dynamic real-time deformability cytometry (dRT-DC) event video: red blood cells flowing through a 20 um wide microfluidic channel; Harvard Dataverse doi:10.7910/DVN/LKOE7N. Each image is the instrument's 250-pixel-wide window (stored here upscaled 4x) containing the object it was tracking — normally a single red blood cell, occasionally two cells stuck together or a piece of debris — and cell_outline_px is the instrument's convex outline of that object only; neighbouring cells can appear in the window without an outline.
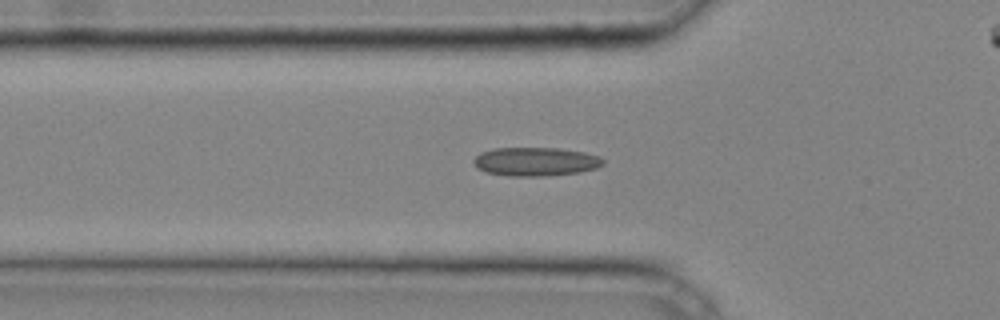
{"species": "common noctule bat (a hibernating species)", "species_latin": "Nyctalus noctula", "temperature_condition": "cold", "stored_images_in_passage": 29, "camera_frame_rate_fps": 3000, "um_per_image_px": 0.085, "animal": {"sex": "male", "body_mass_g": 20.4}, "frame": {"image": 1, "passage_image": 5, "time_ms": 1.333, "image_size_px": [1000, 320], "cell_outline_px": [[604, 164], [596, 168], [580, 172], [544, 176], [508, 176], [484, 172], [476, 168], [472, 160], [480, 152], [492, 148], [560, 148], [584, 152], [600, 156], [604, 160]], "centroid_in_image_um": [45.5, 13.74], "position_along_channel_um": 80.3, "area_um2": 21.91}}
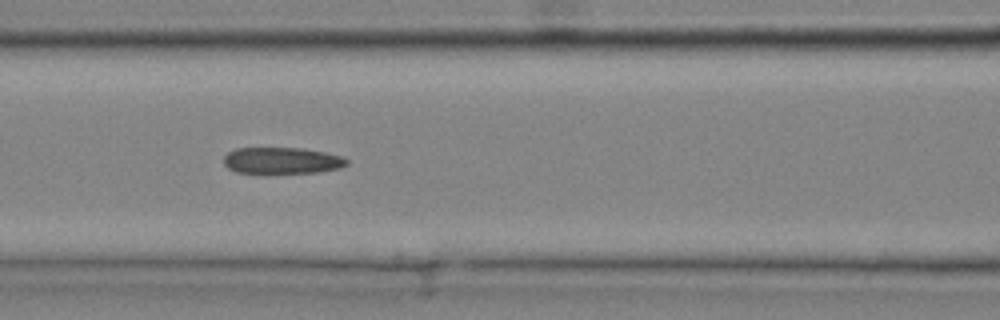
{"frame": {"image": 2, "passage_image": 9, "time_ms": 2.667, "image_size_px": [1000, 320], "cell_outline_px": [[348, 164], [340, 168], [320, 172], [236, 172], [228, 168], [224, 164], [224, 156], [228, 152], [236, 148], [304, 148], [324, 152], [340, 156], [348, 160]], "centroid_in_image_um": [23.97, 13.63], "position_along_channel_um": 142.6, "area_um2": 18.73}}